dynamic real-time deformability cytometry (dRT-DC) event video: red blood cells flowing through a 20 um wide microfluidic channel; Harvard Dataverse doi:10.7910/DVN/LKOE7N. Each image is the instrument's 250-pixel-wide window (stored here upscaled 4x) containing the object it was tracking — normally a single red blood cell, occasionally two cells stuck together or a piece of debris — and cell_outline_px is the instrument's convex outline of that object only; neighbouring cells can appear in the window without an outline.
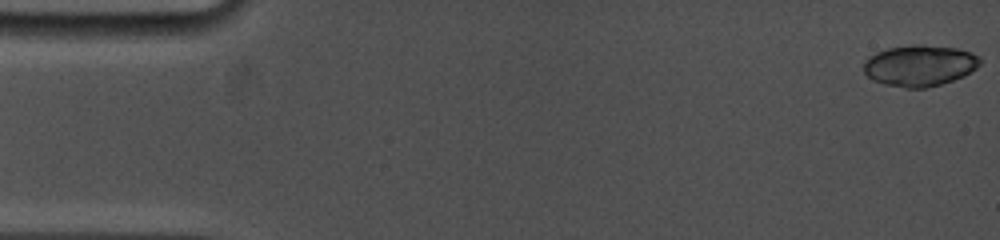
{"species": "common noctule bat (a hibernating species)", "species_latin": "Nyctalus noctula", "temperature_condition": "cold", "stored_images_in_passage": 13, "camera_frame_rate_fps": 5000, "um_per_image_px": 0.085, "animal": {"sex": "female", "body_mass_g": 19.0, "forearm_length_mm": 53.3}, "frame": {"image": 1, "passage_image": 1, "time_ms": 0.0, "image_size_px": [1000, 240], "cell_outline_px": [[980, 64], [976, 68], [964, 76], [940, 84], [924, 88], [908, 88], [884, 84], [872, 80], [864, 72], [864, 60], [868, 56], [876, 52], [888, 48], [916, 44], [920, 44], [956, 48], [972, 52], [980, 56]], "centroid_in_image_um": [78.16, 5.56], "position_along_channel_um": 6.8, "area_um2": 27.98}}